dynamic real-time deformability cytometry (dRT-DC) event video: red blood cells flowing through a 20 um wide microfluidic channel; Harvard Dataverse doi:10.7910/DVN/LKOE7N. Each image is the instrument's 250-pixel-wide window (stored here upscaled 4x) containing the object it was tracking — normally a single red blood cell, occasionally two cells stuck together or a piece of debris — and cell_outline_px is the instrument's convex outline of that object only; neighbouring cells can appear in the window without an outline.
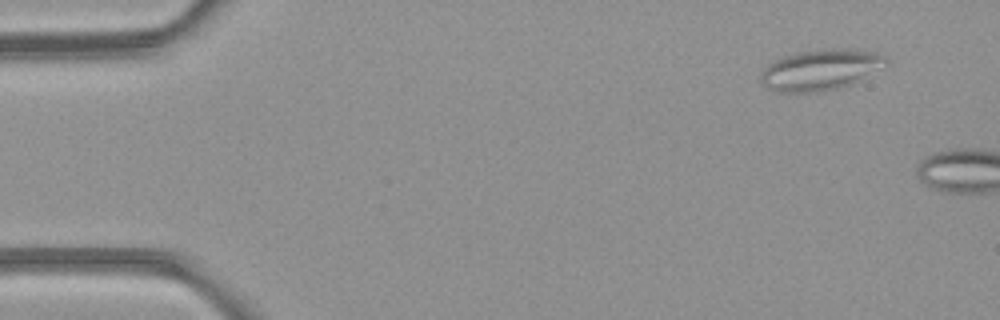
{"species": "common noctule bat (a hibernating species)", "species_latin": "Nyctalus noctula", "temperature_condition": "room temperature", "stored_images_in_passage": 2, "camera_frame_rate_fps": 3000, "um_per_image_px": 0.085, "animal": {"sex": "female", "body_mass_g": 21.9}, "frame": {"image": 1, "passage_image": 1, "time_ms": 0.0, "image_size_px": [1000, 320], "cell_outline_px": [[888, 64], [860, 80], [852, 84], [836, 88], [808, 92], [780, 92], [768, 88], [760, 84], [760, 72], [768, 64], [784, 56], [800, 52], [824, 48], [848, 48], [872, 52], [888, 56]], "centroid_in_image_um": [69.75, 5.92], "position_along_channel_um": 15.2, "area_um2": 29.82}}